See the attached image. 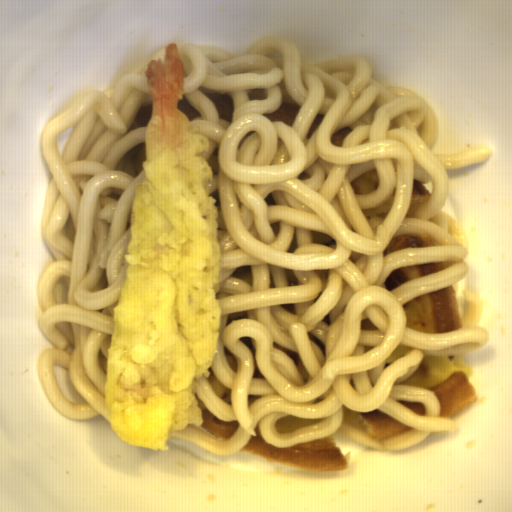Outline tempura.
I'll list each match as a JSON object with an SVG mask.
<instances>
[{
  "instance_id": "1",
  "label": "tempura",
  "mask_w": 512,
  "mask_h": 512,
  "mask_svg": "<svg viewBox=\"0 0 512 512\" xmlns=\"http://www.w3.org/2000/svg\"><path fill=\"white\" fill-rule=\"evenodd\" d=\"M145 79L146 181L134 183L104 397L118 439L168 451L172 429L203 425L192 382L208 379L219 352L218 207L209 192L213 171L199 156L209 139L190 132L191 121L177 109L185 71L175 43L164 46L163 62L148 61Z\"/></svg>"
}]
</instances>
